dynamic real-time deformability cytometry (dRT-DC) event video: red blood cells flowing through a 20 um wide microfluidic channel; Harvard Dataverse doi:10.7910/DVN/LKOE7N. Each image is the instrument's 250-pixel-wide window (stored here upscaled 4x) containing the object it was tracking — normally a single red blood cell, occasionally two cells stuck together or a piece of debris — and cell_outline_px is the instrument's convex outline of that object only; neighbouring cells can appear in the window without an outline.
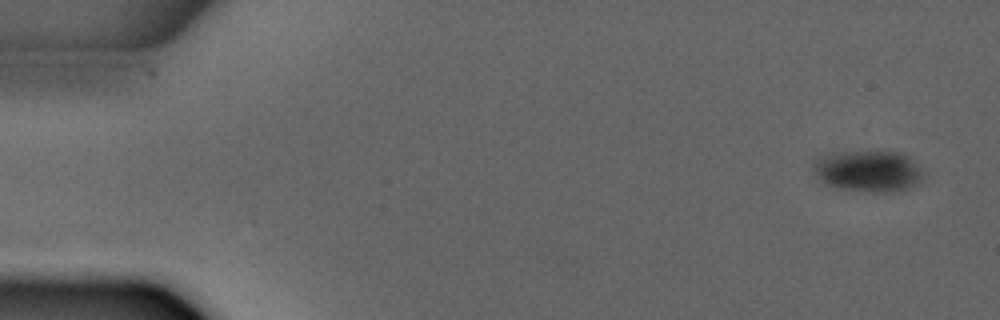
{"species": "common noctule bat (a hibernating species)", "species_latin": "Nyctalus noctula", "temperature_condition": "warm", "stored_images_in_passage": 5, "segment_of_instrument_passage": [1, 2], "camera_frame_rate_fps": 3000, "um_per_image_px": 0.085, "animal": {"sex": "male", "forearm_length_mm": 52.5}, "frame": {"image": 1, "passage_image": 1, "time_ms": 0.0, "image_size_px": [1000, 320], "cell_outline_px": [[924, 180], [908, 188], [896, 192], [868, 192], [836, 188], [824, 184], [816, 176], [812, 168], [812, 160], [820, 156], [832, 152], [904, 152], [916, 160], [924, 172]], "centroid_in_image_um": [73.81, 14.54], "position_along_channel_um": 11.2, "area_um2": 27.34}}
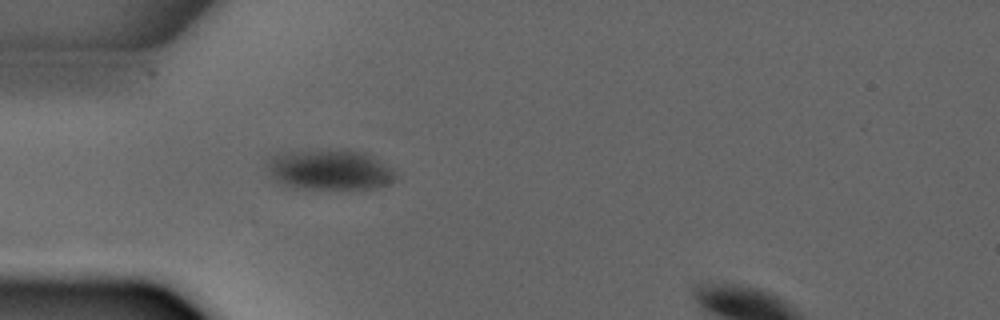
{"frame": {"image": 2, "passage_image": 4, "time_ms": 3.667, "image_size_px": [1000, 320], "cell_outline_px": [[392, 180], [384, 184], [372, 188], [296, 188], [280, 184], [272, 176], [268, 168], [268, 164], [272, 156], [288, 152], [344, 148], [368, 152], [392, 168]], "centroid_in_image_um": [28.02, 14.39], "position_along_channel_um": 57.0, "area_um2": 29.88}}